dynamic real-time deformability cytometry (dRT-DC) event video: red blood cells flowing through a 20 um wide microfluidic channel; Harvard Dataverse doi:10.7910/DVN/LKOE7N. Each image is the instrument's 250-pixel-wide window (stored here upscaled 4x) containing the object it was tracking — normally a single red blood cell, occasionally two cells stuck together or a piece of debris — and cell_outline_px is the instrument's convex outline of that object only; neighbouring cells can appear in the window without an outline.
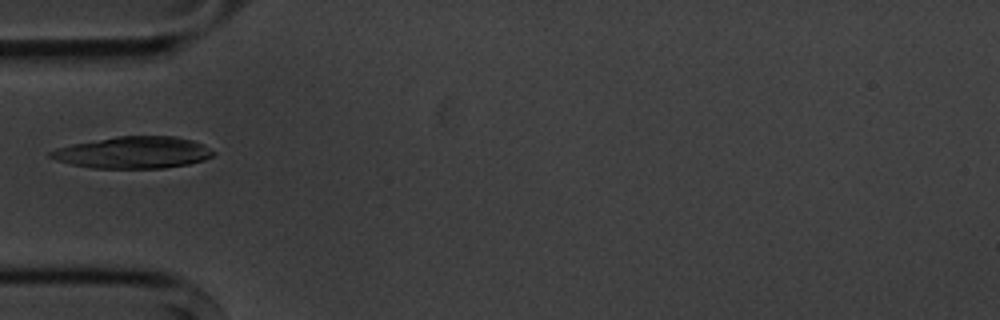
{"species": "common noctule bat (a hibernating species)", "species_latin": "Nyctalus noctula", "temperature_condition": "cold", "stored_images_in_passage": 4, "camera_frame_rate_fps": 3000, "um_per_image_px": 0.085, "animal": {"sex": "male", "body_mass_g": 20.1, "forearm_length_mm": 53.5}, "frame": {"image": 1, "passage_image": 2, "time_ms": 1.0, "image_size_px": [1000, 320], "cell_outline_px": [[216, 152], [212, 156], [204, 160], [188, 164], [164, 168], [92, 168], [72, 164], [56, 160], [48, 156], [48, 152], [56, 148], [72, 144], [116, 136], [176, 136], [192, 140], [204, 144]], "centroid_in_image_um": [11.34, 12.96], "position_along_channel_um": 73.7, "area_um2": 30.23}}